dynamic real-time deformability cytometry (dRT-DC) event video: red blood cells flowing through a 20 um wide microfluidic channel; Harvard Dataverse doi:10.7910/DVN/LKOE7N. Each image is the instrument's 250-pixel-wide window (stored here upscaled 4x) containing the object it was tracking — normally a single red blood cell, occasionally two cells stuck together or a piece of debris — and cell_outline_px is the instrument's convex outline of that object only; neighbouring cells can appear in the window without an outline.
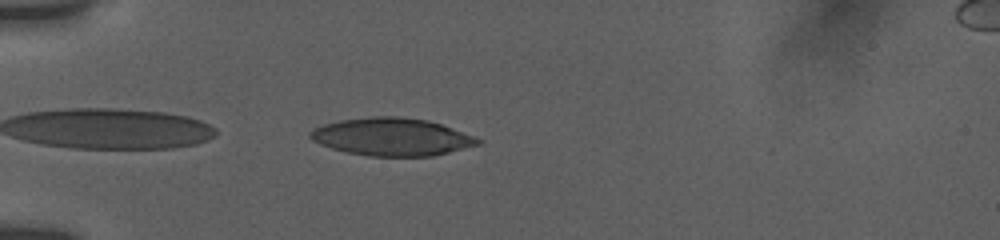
{"species": "human", "species_latin": "Homo sapiens", "temperature_condition": "room temperature", "stored_images_in_passage": 14, "camera_frame_rate_fps": 3000, "um_per_image_px": 0.085, "donor": {"sex": "female"}, "frame": {"image": 1, "passage_image": 4, "time_ms": 2.333, "image_size_px": [1000, 240], "cell_outline_px": [[484, 140], [480, 144], [432, 156], [368, 156], [348, 152], [332, 148], [320, 144], [312, 140], [308, 136], [308, 132], [312, 128], [324, 124], [340, 120], [372, 116], [396, 116], [428, 120], [440, 124]], "centroid_in_image_um": [33.27, 11.63], "position_along_channel_um": 51.7, "area_um2": 36.7}}
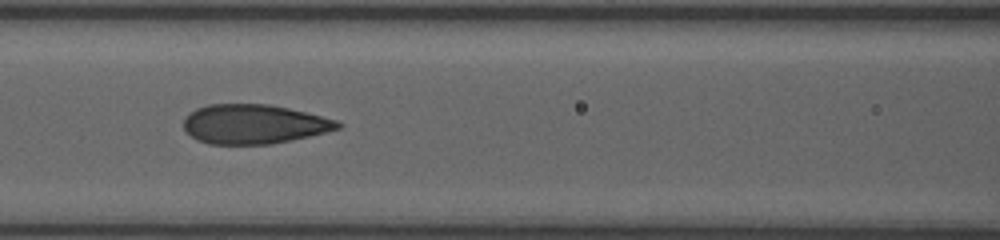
{"frame": {"image": 2, "passage_image": 9, "time_ms": 5.333, "image_size_px": [1000, 240], "cell_outline_px": [[344, 124], [340, 128], [308, 136], [272, 144], [208, 144], [196, 140], [184, 128], [184, 120], [196, 108], [208, 104], [268, 104], [288, 108], [336, 120]], "centroid_in_image_um": [21.57, 10.55], "position_along_channel_um": 145.0, "area_um2": 35.03}}
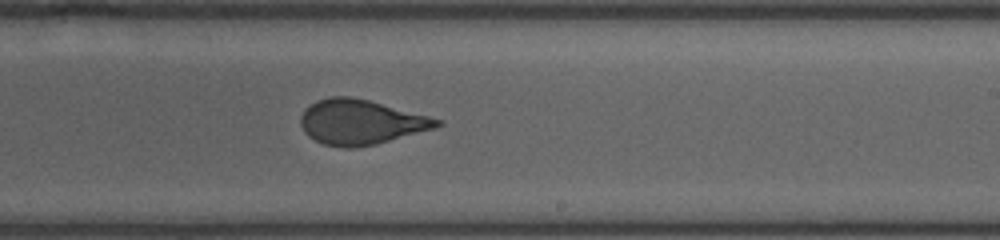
{"frame": {"image": 3, "passage_image": 14, "time_ms": 8.333, "image_size_px": [1000, 240], "cell_outline_px": [[444, 124], [436, 128], [376, 144], [352, 148], [344, 148], [324, 144], [308, 136], [304, 132], [300, 124], [300, 116], [304, 108], [316, 100], [332, 96], [352, 96], [368, 100], [444, 120]], "centroid_in_image_um": [30.66, 10.37], "position_along_channel_um": 258.3, "area_um2": 35.78}}